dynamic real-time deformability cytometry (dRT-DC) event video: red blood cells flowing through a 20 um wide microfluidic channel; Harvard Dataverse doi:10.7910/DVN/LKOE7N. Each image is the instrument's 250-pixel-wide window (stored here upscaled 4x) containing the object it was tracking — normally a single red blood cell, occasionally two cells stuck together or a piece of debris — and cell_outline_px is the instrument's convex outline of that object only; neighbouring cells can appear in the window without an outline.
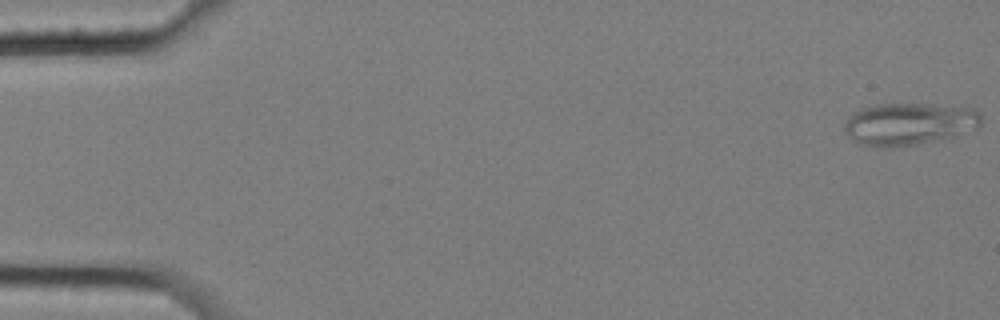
{"species": "common noctule bat (a hibernating species)", "species_latin": "Nyctalus noctula", "temperature_condition": "cold", "stored_images_in_passage": 6, "camera_frame_rate_fps": 3000, "um_per_image_px": 0.085, "animal": {"sex": "female", "body_mass_g": 25.1}, "frame": {"image": 1, "passage_image": 1, "time_ms": 0.0, "image_size_px": [1000, 320], "cell_outline_px": [[980, 124], [976, 128], [944, 140], [892, 148], [876, 148], [860, 144], [852, 140], [844, 132], [844, 124], [848, 116], [852, 112], [860, 108], [876, 104], [932, 104], [972, 108], [980, 116]], "centroid_in_image_um": [77.2, 10.55], "position_along_channel_um": 7.8, "area_um2": 34.22}}